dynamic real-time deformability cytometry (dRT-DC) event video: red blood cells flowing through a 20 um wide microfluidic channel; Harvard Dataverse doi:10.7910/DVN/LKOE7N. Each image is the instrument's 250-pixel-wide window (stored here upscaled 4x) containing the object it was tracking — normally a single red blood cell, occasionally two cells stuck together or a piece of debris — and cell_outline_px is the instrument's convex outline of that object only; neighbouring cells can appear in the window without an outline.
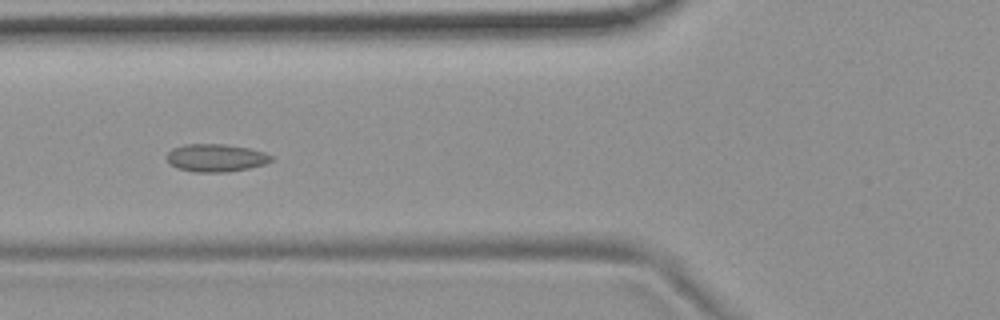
{"species": "common noctule bat (a hibernating species)", "species_latin": "Nyctalus noctula", "temperature_condition": "room temperature", "stored_images_in_passage": 14, "camera_frame_rate_fps": 3000, "um_per_image_px": 0.085, "animal": {"sex": "female", "body_mass_g": 19.9}, "frame": {"image": 1, "passage_image": 5, "time_ms": 5.333, "image_size_px": [1000, 320], "cell_outline_px": [[272, 160], [264, 164], [248, 168], [224, 172], [192, 172], [176, 168], [168, 160], [168, 152], [172, 148], [184, 144], [224, 144], [248, 148], [264, 152], [272, 156]], "centroid_in_image_um": [18.33, 13.41], "position_along_channel_um": 107.5, "area_um2": 16.76}}
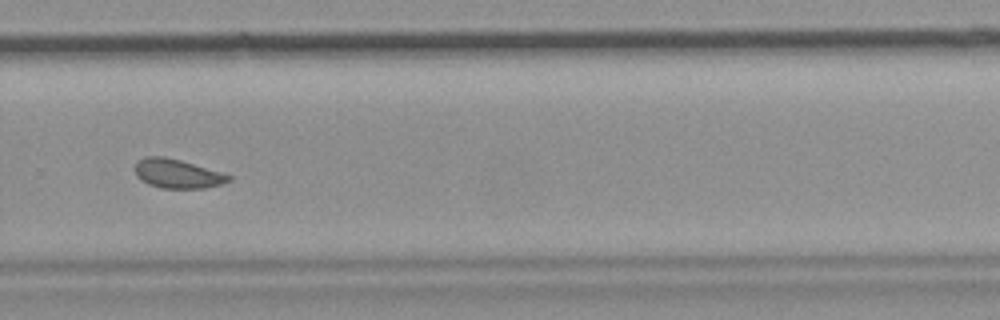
{"frame": {"image": 2, "passage_image": 10, "time_ms": 11.0, "image_size_px": [1000, 320], "cell_outline_px": [[232, 180], [224, 184], [204, 188], [160, 188], [148, 184], [140, 180], [136, 176], [136, 164], [144, 156], [164, 156], [180, 160], [224, 172], [232, 176]], "centroid_in_image_um": [15.13, 14.77], "position_along_channel_um": 314.7, "area_um2": 16.07}}